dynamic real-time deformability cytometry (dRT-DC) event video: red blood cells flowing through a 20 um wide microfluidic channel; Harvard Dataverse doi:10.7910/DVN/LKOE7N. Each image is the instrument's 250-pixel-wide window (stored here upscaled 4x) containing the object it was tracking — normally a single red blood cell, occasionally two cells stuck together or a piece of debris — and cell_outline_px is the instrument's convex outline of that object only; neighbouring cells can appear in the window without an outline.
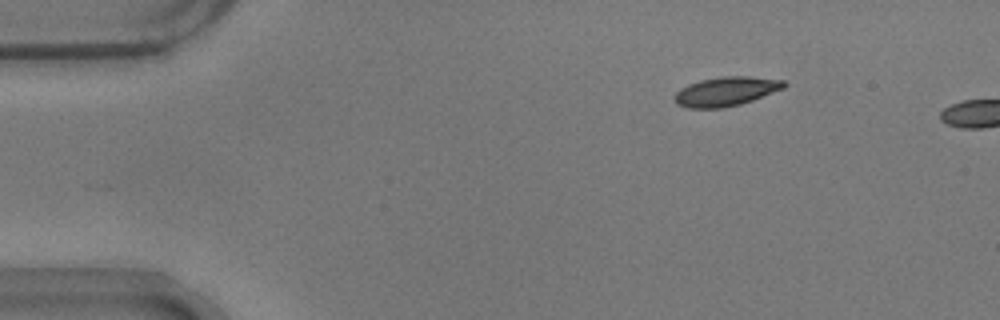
{"species": "common noctule bat (a hibernating species)", "species_latin": "Nyctalus noctula", "temperature_condition": "warm", "stored_images_in_passage": 6, "camera_frame_rate_fps": 3000, "um_per_image_px": 0.085, "animal": {"sex": "male", "body_mass_g": 17.9}, "frame": {"image": 1, "passage_image": 3, "time_ms": 0.667, "image_size_px": [1000, 320], "cell_outline_px": [[788, 84], [784, 88], [752, 100], [740, 104], [720, 108], [688, 108], [676, 104], [672, 96], [680, 88], [688, 84], [700, 80], [720, 76], [752, 76], [784, 80]], "centroid_in_image_um": [61.68, 7.76], "position_along_channel_um": 23.3, "area_um2": 18.79}}